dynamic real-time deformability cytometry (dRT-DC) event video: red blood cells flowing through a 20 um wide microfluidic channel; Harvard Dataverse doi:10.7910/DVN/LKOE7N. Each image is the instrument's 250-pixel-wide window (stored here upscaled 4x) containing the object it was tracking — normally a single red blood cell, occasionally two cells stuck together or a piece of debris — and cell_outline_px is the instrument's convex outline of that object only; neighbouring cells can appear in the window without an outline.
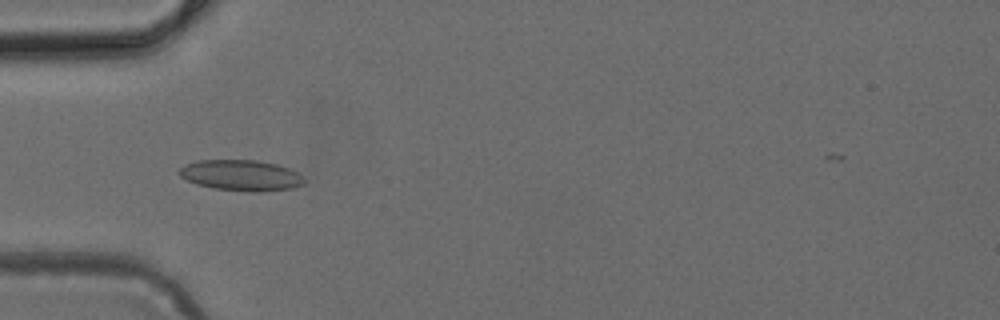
{"species": "common noctule bat (a hibernating species)", "species_latin": "Nyctalus noctula", "temperature_condition": "cold", "stored_images_in_passage": 49, "camera_frame_rate_fps": 3000, "um_per_image_px": 0.085, "animal": {"sex": "female", "body_mass_g": 24.6, "forearm_length_mm": 56.2}, "frame": {"image": 1, "passage_image": 16, "time_ms": 5.0, "image_size_px": [1000, 320], "cell_outline_px": [[304, 184], [292, 188], [260, 192], [248, 192], [212, 188], [196, 184], [180, 176], [176, 172], [184, 164], [196, 160], [256, 160], [276, 164], [288, 168], [304, 176]], "centroid_in_image_um": [20.47, 14.9], "position_along_channel_um": 64.5, "area_um2": 22.66}}
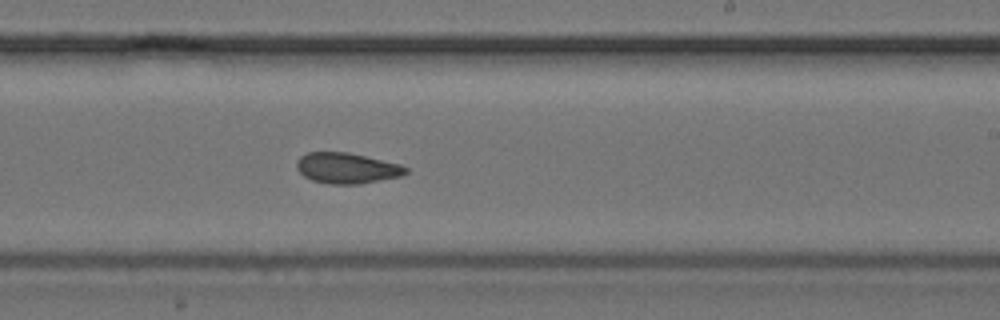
{"frame": {"image": 2, "passage_image": 30, "time_ms": 9.667, "image_size_px": [1000, 320], "cell_outline_px": [[408, 172], [400, 176], [360, 184], [328, 184], [312, 180], [304, 176], [296, 168], [296, 160], [300, 156], [308, 152], [348, 152], [400, 164], [408, 168]], "centroid_in_image_um": [29.46, 14.29], "position_along_channel_um": 259.5, "area_um2": 19.54}}
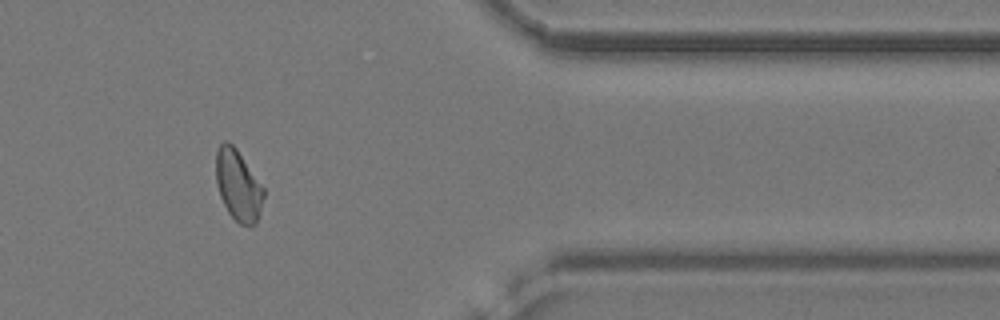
{"frame": {"image": 3, "passage_image": 41, "time_ms": 13.333, "image_size_px": [1000, 320], "cell_outline_px": [[264, 196], [256, 224], [252, 228], [240, 224], [228, 212], [220, 196], [216, 184], [216, 152], [220, 144], [224, 140], [228, 140], [236, 148], [264, 188]], "centroid_in_image_um": [20.24, 15.76], "position_along_channel_um": 391.2, "area_um2": 19.71}}